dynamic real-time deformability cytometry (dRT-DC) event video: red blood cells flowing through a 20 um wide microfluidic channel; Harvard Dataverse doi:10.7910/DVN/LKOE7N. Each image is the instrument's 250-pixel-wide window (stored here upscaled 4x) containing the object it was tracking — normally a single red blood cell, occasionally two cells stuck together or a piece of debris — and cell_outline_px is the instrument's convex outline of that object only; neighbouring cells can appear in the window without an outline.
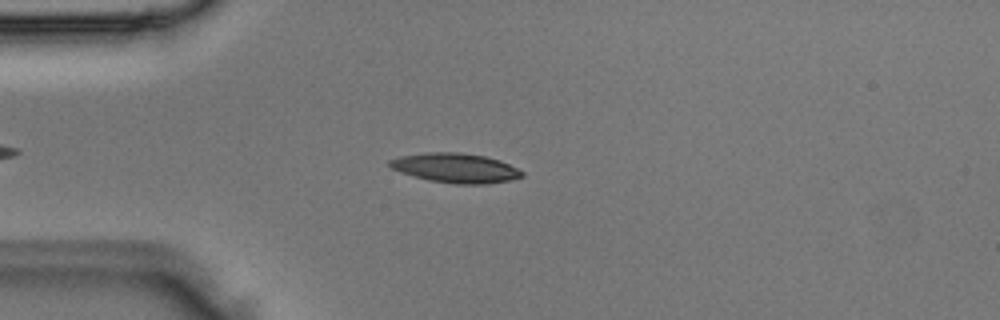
{"species": "Egyptian fruit bat (a non-hibernating species)", "species_latin": "Rousettus aegyptiacus", "temperature_condition": "room temperature", "stored_images_in_passage": 2, "camera_frame_rate_fps": 3000, "um_per_image_px": 0.085, "animal": {"sex": "male"}, "frame": {"image": 1, "passage_image": 2, "time_ms": 0.333, "image_size_px": [1000, 320], "cell_outline_px": [[524, 176], [512, 180], [488, 184], [456, 184], [428, 180], [400, 172], [392, 168], [388, 164], [388, 160], [400, 156], [428, 152], [456, 152], [484, 156], [500, 160], [524, 172]], "centroid_in_image_um": [38.73, 14.28], "position_along_channel_um": 46.3, "area_um2": 22.77}}